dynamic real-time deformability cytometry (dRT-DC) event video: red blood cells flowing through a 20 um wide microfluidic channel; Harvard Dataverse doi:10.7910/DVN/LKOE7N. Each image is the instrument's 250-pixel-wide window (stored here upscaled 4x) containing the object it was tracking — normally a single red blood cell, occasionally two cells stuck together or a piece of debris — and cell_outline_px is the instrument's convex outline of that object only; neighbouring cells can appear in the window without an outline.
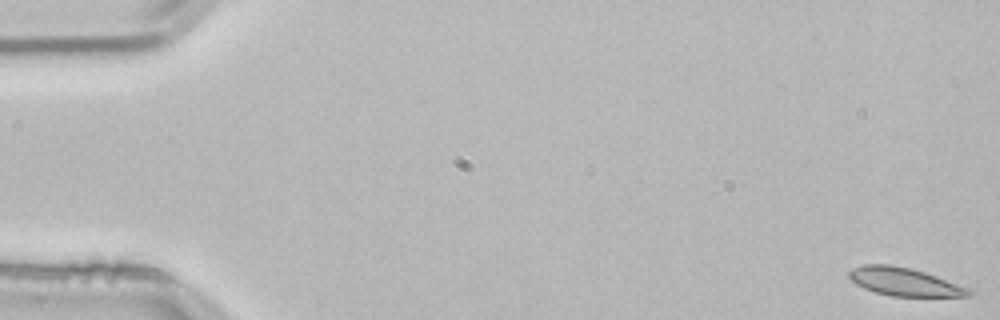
{"species": "common noctule bat (a hibernating species)", "species_latin": "Nyctalus noctula", "temperature_condition": "room temperature", "stored_images_in_passage": 55, "camera_frame_rate_fps": 3000, "um_per_image_px": 0.085, "animal": {"sex": "male", "body_mass_g": 21.5, "forearm_length_mm": 52.0}, "frame": {"image": 1, "passage_image": 1, "time_ms": 0.0, "image_size_px": [1000, 320], "cell_outline_px": [[976, 292], [972, 296], [892, 296], [876, 292], [864, 288], [856, 284], [848, 276], [848, 272], [864, 264], [892, 264], [924, 272], [976, 288]], "centroid_in_image_um": [77.02, 23.96], "position_along_channel_um": 8.0, "area_um2": 19.88}}
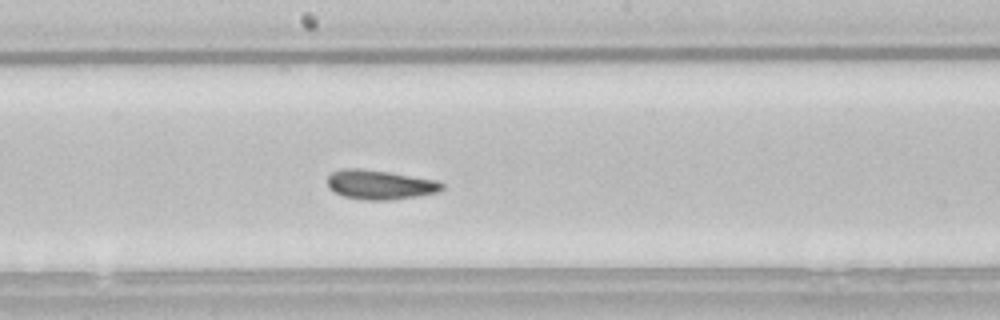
{"frame": {"image": 2, "passage_image": 29, "time_ms": 9.333, "image_size_px": [1000, 320], "cell_outline_px": [[444, 188], [440, 192], [392, 200], [368, 200], [344, 196], [328, 188], [328, 176], [332, 172], [344, 168], [360, 168], [388, 172], [436, 180], [444, 184]], "centroid_in_image_um": [32.31, 15.7], "position_along_channel_um": 215.9, "area_um2": 19.54}}
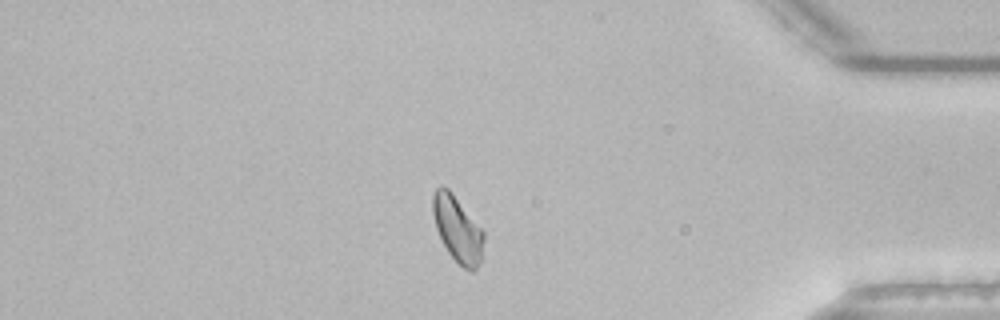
{"frame": {"image": 3, "passage_image": 46, "time_ms": 15.0, "image_size_px": [1000, 320], "cell_outline_px": [[484, 240], [480, 264], [472, 272], [464, 268], [448, 252], [436, 228], [432, 212], [432, 196], [436, 188], [440, 184], [448, 188], [452, 192], [484, 232]], "centroid_in_image_um": [38.88, 19.45], "position_along_channel_um": 396.3, "area_um2": 19.42}, "authors_computed_cell_mechanics": {"area_um2": 19.652, "velocity_mm_per_s": 3.7816, "shape_relaxation_time_tau1_ms": 7.6537, "shape_relaxation_time_tau2_ms": 2.6697, "deformation_change_tau1": 0.1282, "deformation_change_tau2": 0.0571}}